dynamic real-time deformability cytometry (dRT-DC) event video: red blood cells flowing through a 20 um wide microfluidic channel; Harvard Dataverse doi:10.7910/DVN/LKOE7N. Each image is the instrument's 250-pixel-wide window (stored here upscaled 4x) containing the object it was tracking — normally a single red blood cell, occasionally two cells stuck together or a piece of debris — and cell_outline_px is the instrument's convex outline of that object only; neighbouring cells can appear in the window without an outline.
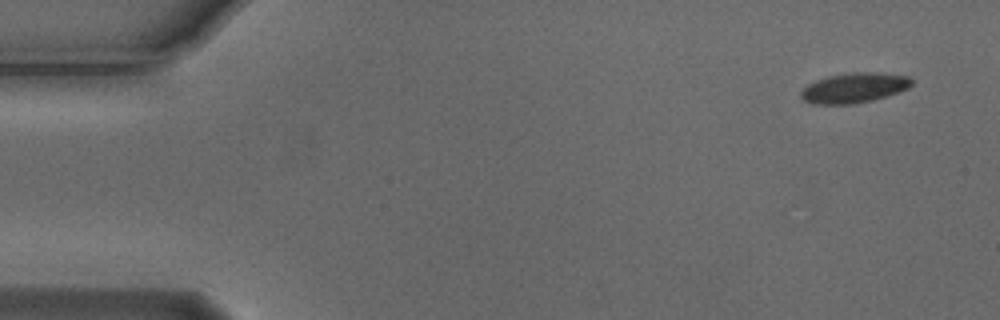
{"species": "Egyptian fruit bat (a non-hibernating species)", "species_latin": "Rousettus aegyptiacus", "temperature_condition": "cold", "stored_images_in_passage": 7, "camera_frame_rate_fps": 3000, "um_per_image_px": 0.085, "animal": {"sex": "male"}, "frame": {"image": 1, "passage_image": 1, "time_ms": 0.0, "image_size_px": [1000, 320], "cell_outline_px": [[912, 84], [908, 88], [872, 100], [852, 104], [812, 104], [804, 100], [800, 96], [800, 92], [808, 84], [816, 80], [828, 76], [852, 72], [872, 72], [908, 76], [912, 80]], "centroid_in_image_um": [72.56, 7.46], "position_along_channel_um": 12.4, "area_um2": 19.13}}
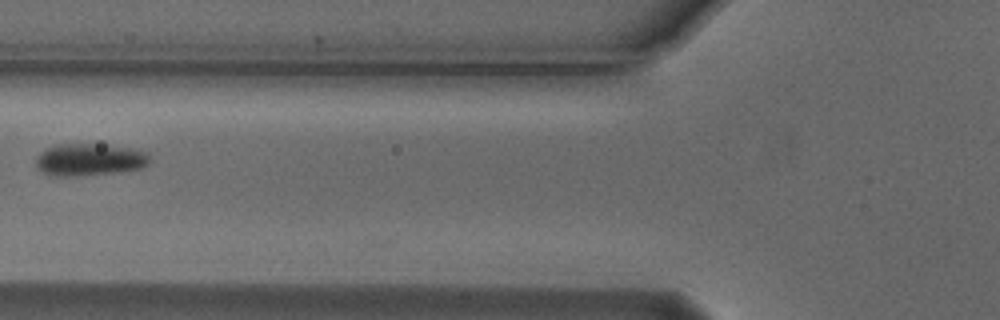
{"frame": {"image": 2, "passage_image": 6, "time_ms": 1.667, "image_size_px": [1000, 320], "cell_outline_px": [[152, 160], [148, 164], [140, 168], [116, 172], [80, 176], [52, 176], [40, 172], [36, 168], [36, 156], [40, 152], [56, 144], [92, 144], [136, 148], [148, 152]], "centroid_in_image_um": [7.6, 13.57], "position_along_channel_um": 118.2, "area_um2": 21.68}}
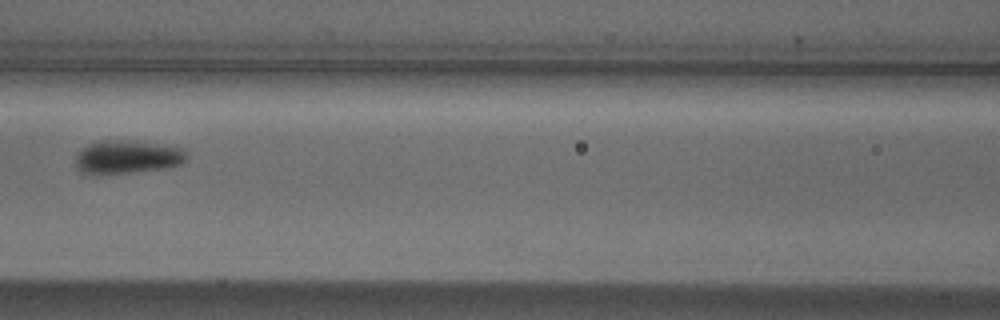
{"frame": {"image": 3, "passage_image": 7, "time_ms": 2.0, "image_size_px": [1000, 320], "cell_outline_px": [[188, 156], [180, 164], [168, 168], [132, 172], [84, 172], [76, 164], [76, 156], [88, 144], [100, 140], [128, 140], [184, 148]], "centroid_in_image_um": [10.89, 13.31], "position_along_channel_um": 155.7, "area_um2": 20.92}}